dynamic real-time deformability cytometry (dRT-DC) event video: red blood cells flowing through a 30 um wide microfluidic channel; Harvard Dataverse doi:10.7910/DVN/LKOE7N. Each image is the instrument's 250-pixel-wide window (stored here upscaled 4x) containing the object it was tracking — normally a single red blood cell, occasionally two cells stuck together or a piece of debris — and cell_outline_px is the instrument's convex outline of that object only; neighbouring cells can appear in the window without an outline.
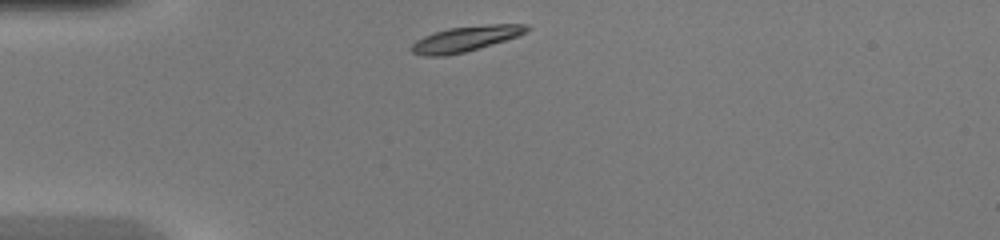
{"species": "common noctule bat (a hibernating species)", "species_latin": "Nyctalus noctula", "temperature_condition": "warm", "stored_images_in_passage": 36, "camera_frame_rate_fps": 3000, "um_per_image_px": 0.085, "animal": {"sex": "female", "body_mass_g": 20.0, "forearm_length_mm": 54.0}, "frame": {"image": 1, "passage_image": 1, "time_ms": 0.0, "image_size_px": [1000, 240], "cell_outline_px": [[532, 28], [528, 32], [492, 44], [464, 52], [444, 56], [424, 56], [412, 52], [408, 48], [416, 40], [424, 36], [448, 28], [488, 24], [528, 24]], "centroid_in_image_um": [39.57, 3.29], "position_along_channel_um": 45.4, "area_um2": 16.99}}
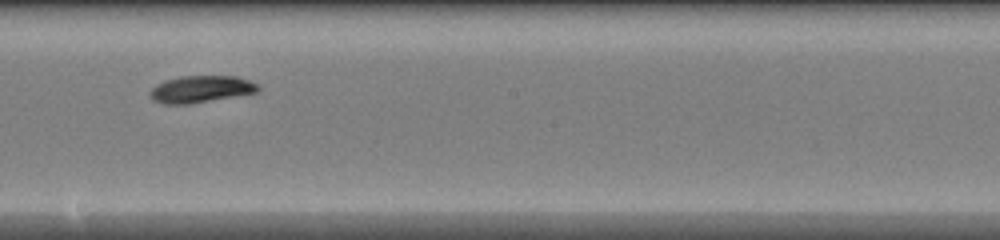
{"frame": {"image": 2, "passage_image": 16, "time_ms": 5.0, "image_size_px": [1000, 240], "cell_outline_px": [[260, 88], [256, 92], [192, 104], [160, 104], [152, 100], [148, 96], [148, 92], [156, 84], [164, 80], [180, 76], [236, 76], [248, 80], [256, 84]], "centroid_in_image_um": [16.99, 7.58], "position_along_channel_um": 231.2, "area_um2": 17.11}}
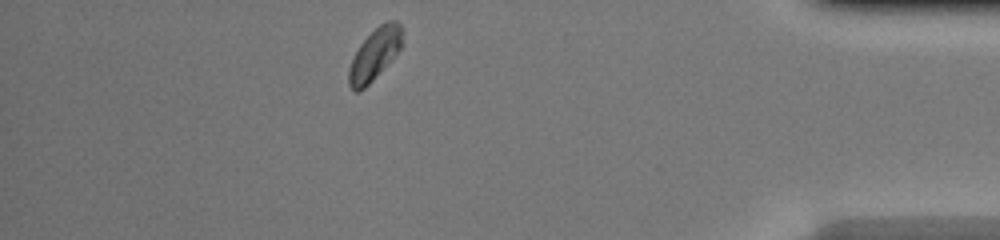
{"frame": {"image": 3, "passage_image": 31, "time_ms": 10.0, "image_size_px": [1000, 240], "cell_outline_px": [[404, 28], [400, 48], [372, 80], [364, 88], [356, 92], [348, 84], [348, 68], [360, 44], [380, 24], [388, 20], [396, 20]], "centroid_in_image_um": [31.85, 4.58], "position_along_channel_um": 403.4, "area_um2": 15.61}, "authors_computed_cell_mechanics": {"area_um2": 16.473, "velocity_mm_per_s": 4.2448, "shape_relaxation_time_tau1_ms": 2.4505, "shape_relaxation_time_tau2_ms": null, "deformation_change_tau1": 0.1445, "deformation_change_tau2": null}}